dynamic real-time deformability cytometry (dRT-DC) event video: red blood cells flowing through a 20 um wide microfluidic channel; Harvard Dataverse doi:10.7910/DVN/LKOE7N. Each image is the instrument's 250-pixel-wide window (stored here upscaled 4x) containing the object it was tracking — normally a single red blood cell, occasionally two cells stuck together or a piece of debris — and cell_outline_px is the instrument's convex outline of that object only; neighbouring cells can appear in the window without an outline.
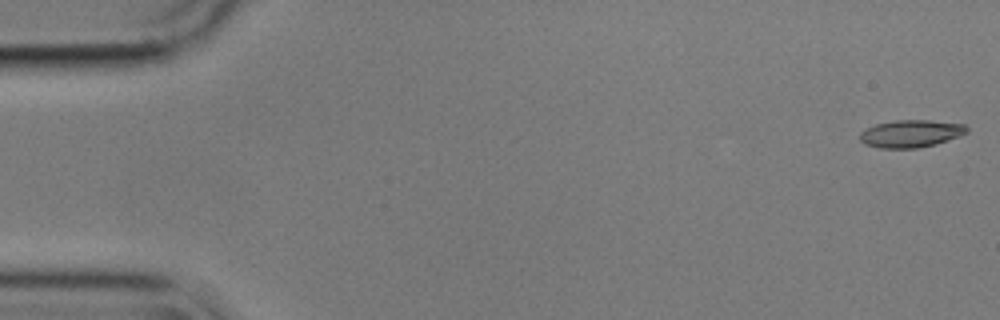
{"species": "common noctule bat (a hibernating species)", "species_latin": "Nyctalus noctula", "temperature_condition": "cold", "stored_images_in_passage": 8, "camera_frame_rate_fps": 3000, "um_per_image_px": 0.085, "animal": {"sex": "male", "body_mass_g": 17.9}, "frame": {"image": 1, "passage_image": 1, "time_ms": 0.0, "image_size_px": [1000, 320], "cell_outline_px": [[968, 132], [936, 144], [916, 148], [880, 148], [864, 144], [860, 140], [860, 132], [876, 124], [896, 120], [928, 120], [964, 124], [968, 128]], "centroid_in_image_um": [77.41, 11.36], "position_along_channel_um": 7.6, "area_um2": 16.94}}